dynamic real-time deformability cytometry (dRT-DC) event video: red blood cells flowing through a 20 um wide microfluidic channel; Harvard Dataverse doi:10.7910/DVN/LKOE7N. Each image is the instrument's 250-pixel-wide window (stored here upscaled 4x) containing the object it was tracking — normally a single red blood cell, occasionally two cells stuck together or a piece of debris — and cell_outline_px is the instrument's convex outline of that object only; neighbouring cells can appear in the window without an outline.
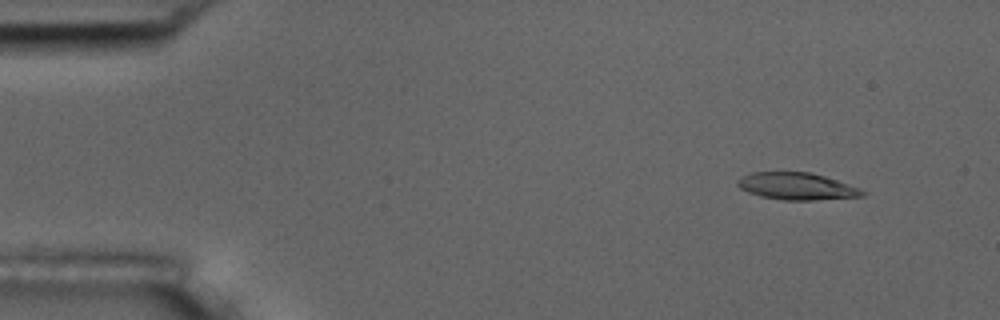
{"species": "common noctule bat (a hibernating species)", "species_latin": "Nyctalus noctula", "temperature_condition": "room temperature", "stored_images_in_passage": 4, "camera_frame_rate_fps": 3000, "um_per_image_px": 0.085, "animal": {"sex": "male", "body_mass_g": 17.5, "forearm_length_mm": 52.3}, "frame": {"image": 1, "passage_image": 2, "time_ms": 1.333, "image_size_px": [1000, 320], "cell_outline_px": [[868, 192], [864, 196], [816, 200], [784, 200], [760, 196], [748, 192], [740, 188], [736, 184], [736, 180], [740, 176], [752, 172], [808, 172], [824, 176], [860, 188]], "centroid_in_image_um": [67.71, 15.83], "position_along_channel_um": 17.3, "area_um2": 19.77}}